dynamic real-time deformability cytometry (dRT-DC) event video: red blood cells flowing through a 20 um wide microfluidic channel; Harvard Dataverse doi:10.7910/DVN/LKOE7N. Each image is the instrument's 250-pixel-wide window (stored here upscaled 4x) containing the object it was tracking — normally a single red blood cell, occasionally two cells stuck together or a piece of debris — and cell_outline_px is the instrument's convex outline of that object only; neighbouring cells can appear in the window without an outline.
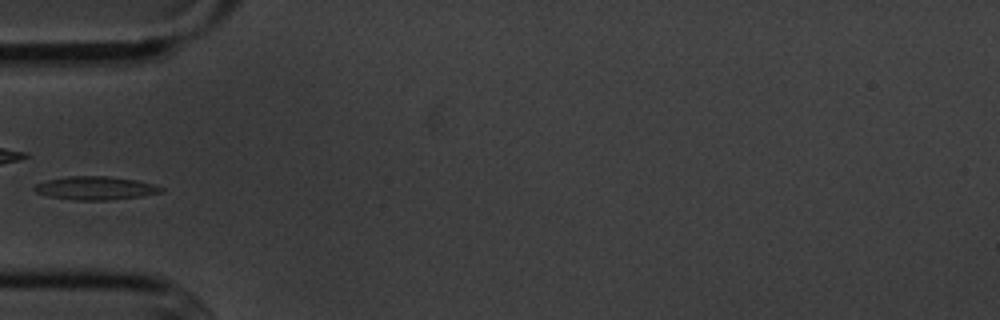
{"species": "common noctule bat (a hibernating species)", "species_latin": "Nyctalus noctula", "temperature_condition": "cold", "stored_images_in_passage": 5, "camera_frame_rate_fps": 3000, "um_per_image_px": 0.085, "animal": {"sex": "male", "body_mass_g": 20.1, "forearm_length_mm": 53.5}, "frame": {"image": 1, "passage_image": 4, "time_ms": 3.667, "image_size_px": [1000, 320], "cell_outline_px": [[164, 192], [140, 196], [108, 200], [72, 200], [48, 196], [36, 192], [32, 188], [36, 184], [48, 180], [68, 176], [108, 176], [136, 180], [152, 184], [164, 188]], "centroid_in_image_um": [8.11, 15.99], "position_along_channel_um": 76.9, "area_um2": 17.17}}
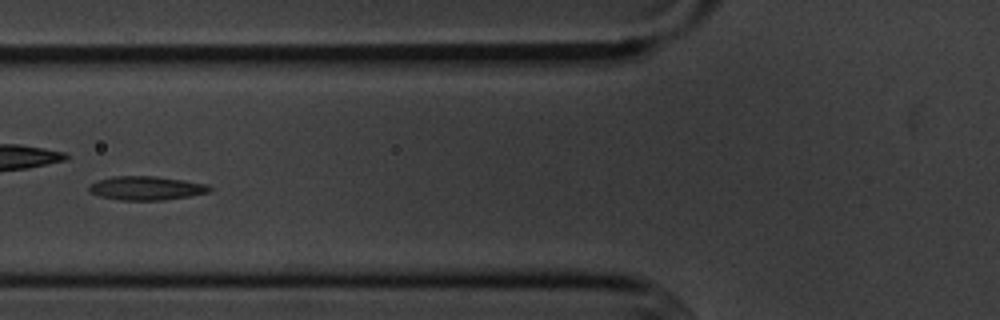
{"frame": {"image": 2, "passage_image": 5, "time_ms": 4.667, "image_size_px": [1000, 320], "cell_outline_px": [[212, 188], [208, 192], [188, 196], [164, 200], [120, 200], [100, 196], [88, 192], [88, 184], [96, 180], [112, 176], [156, 176], [208, 184]], "centroid_in_image_um": [12.37, 15.98], "position_along_channel_um": 113.4, "area_um2": 16.82}}